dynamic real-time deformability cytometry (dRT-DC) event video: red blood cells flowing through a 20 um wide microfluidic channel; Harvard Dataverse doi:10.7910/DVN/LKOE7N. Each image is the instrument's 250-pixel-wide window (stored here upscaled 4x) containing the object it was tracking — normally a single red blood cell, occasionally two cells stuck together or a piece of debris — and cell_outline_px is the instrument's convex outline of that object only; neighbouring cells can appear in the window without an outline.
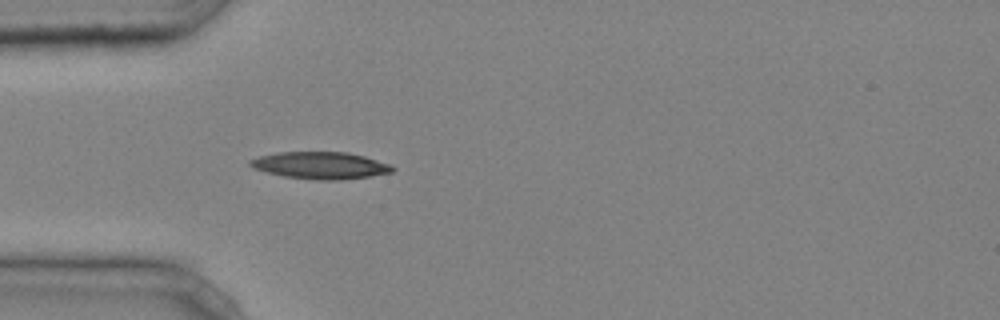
{"species": "common noctule bat (a hibernating species)", "species_latin": "Nyctalus noctula", "temperature_condition": "cold", "stored_images_in_passage": 32, "camera_frame_rate_fps": 3000, "um_per_image_px": 0.085, "animal": {"sex": "male", "body_mass_g": 20.4}, "frame": {"image": 1, "passage_image": 1, "time_ms": 0.0, "image_size_px": [1000, 320], "cell_outline_px": [[396, 168], [392, 172], [372, 176], [340, 180], [316, 180], [284, 176], [252, 168], [248, 164], [248, 160], [260, 156], [280, 152], [348, 152], [364, 156], [392, 164]], "centroid_in_image_um": [27.27, 14.06], "position_along_channel_um": 57.7, "area_um2": 22.54}}
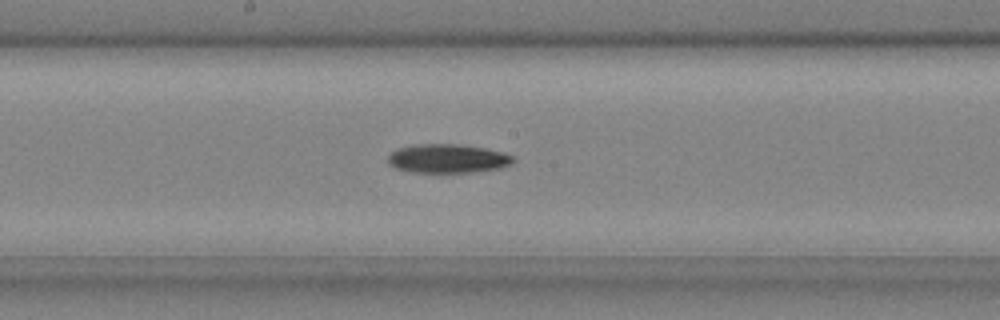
{"frame": {"image": 2, "passage_image": 12, "time_ms": 3.667, "image_size_px": [1000, 320], "cell_outline_px": [[516, 160], [512, 164], [500, 168], [472, 172], [412, 172], [396, 168], [388, 164], [388, 156], [396, 148], [412, 144], [460, 144], [484, 148], [504, 152], [516, 156]], "centroid_in_image_um": [38.08, 13.47], "position_along_channel_um": 210.1, "area_um2": 21.33}}
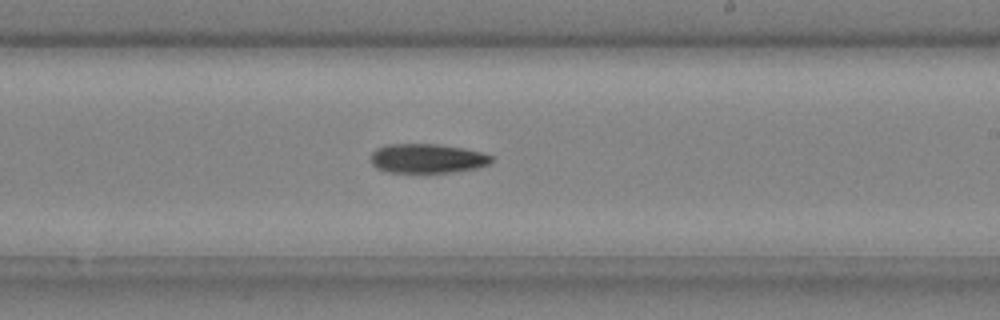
{"frame": {"image": 3, "passage_image": 15, "time_ms": 4.667, "image_size_px": [1000, 320], "cell_outline_px": [[492, 164], [476, 168], [452, 172], [388, 172], [376, 168], [372, 164], [372, 152], [376, 148], [388, 144], [436, 144], [464, 148], [484, 152], [492, 156]], "centroid_in_image_um": [36.35, 13.46], "position_along_channel_um": 252.6, "area_um2": 20.69}, "authors_computed_cell_mechanics": {"area_um2": 20.5479, "velocity_mm_per_s": 4.2654, "shape_relaxation_time_tau1_ms": 2.4583, "shape_relaxation_time_tau2_ms": null, "deformation_change_tau1": 0.099, "deformation_change_tau2": null}}